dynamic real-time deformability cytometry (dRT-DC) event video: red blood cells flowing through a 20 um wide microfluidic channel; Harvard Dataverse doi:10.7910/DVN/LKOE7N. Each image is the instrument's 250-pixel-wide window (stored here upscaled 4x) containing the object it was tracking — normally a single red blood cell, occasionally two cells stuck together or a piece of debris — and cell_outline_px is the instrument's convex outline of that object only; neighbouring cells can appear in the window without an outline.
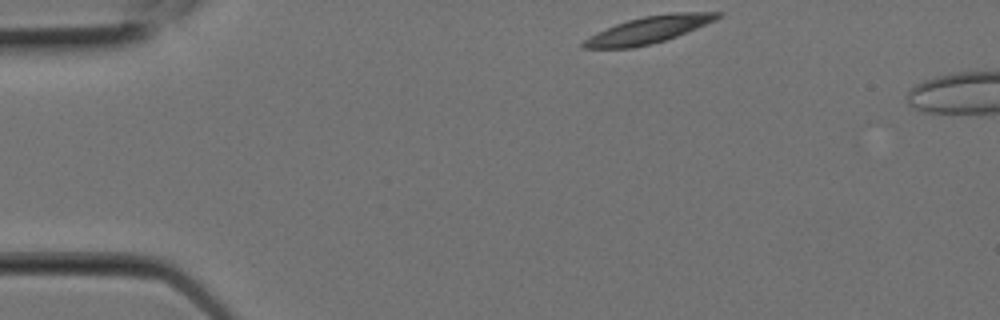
{"species": "Egyptian fruit bat (a non-hibernating species)", "species_latin": "Rousettus aegyptiacus", "temperature_condition": "room temperature", "stored_images_in_passage": 3, "camera_frame_rate_fps": 3000, "um_per_image_px": 0.085, "animal": {"sex": "female"}, "frame": {"image": 1, "passage_image": 1, "time_ms": 0.0, "image_size_px": [1000, 320], "cell_outline_px": [[724, 12], [716, 20], [676, 36], [664, 40], [632, 48], [580, 48], [580, 44], [584, 40], [616, 24], [628, 20], [644, 16], [672, 12]], "centroid_in_image_um": [55.15, 2.52], "position_along_channel_um": 29.8, "area_um2": 20.58}}